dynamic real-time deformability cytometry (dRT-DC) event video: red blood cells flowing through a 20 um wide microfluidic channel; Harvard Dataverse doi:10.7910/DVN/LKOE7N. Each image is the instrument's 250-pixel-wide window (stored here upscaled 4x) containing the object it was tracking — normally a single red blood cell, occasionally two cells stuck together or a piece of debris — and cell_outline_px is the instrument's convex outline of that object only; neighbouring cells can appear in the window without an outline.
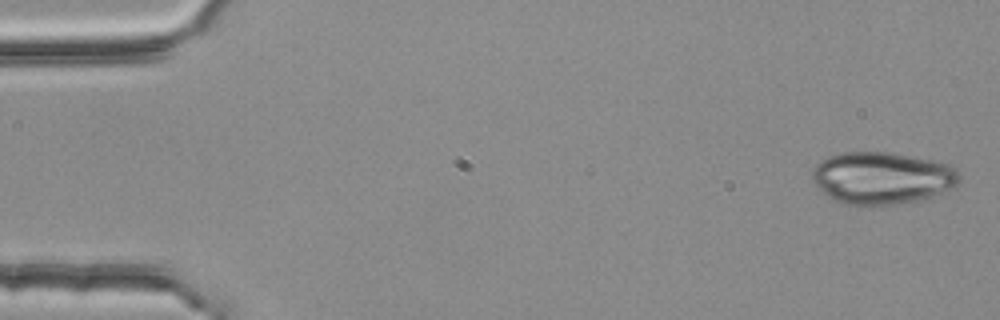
{"species": "common noctule bat (a hibernating species)", "species_latin": "Nyctalus noctula", "temperature_condition": "room temperature", "stored_images_in_passage": 5, "camera_frame_rate_fps": 3000, "um_per_image_px": 0.085, "animal": {"sex": "female", "body_mass_g": 25.1}, "frame": {"image": 1, "passage_image": 1, "time_ms": 0.0, "image_size_px": [1000, 320], "cell_outline_px": [[960, 180], [956, 188], [932, 196], [916, 200], [892, 204], [848, 204], [832, 200], [812, 180], [812, 168], [820, 160], [828, 156], [844, 152], [888, 152], [932, 160], [948, 164], [956, 168], [960, 172]], "centroid_in_image_um": [74.99, 15.11], "position_along_channel_um": 10.0, "area_um2": 44.62}}